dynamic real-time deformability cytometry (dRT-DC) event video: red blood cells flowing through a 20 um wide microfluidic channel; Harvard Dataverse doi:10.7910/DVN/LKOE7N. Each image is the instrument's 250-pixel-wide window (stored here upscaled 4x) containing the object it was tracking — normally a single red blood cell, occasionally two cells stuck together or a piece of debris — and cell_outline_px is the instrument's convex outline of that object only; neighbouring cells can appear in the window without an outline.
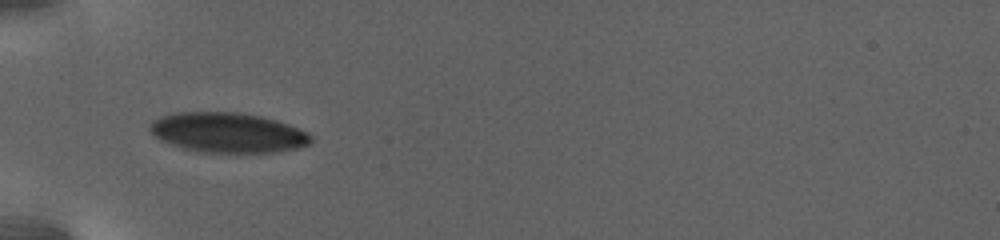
{"species": "human", "species_latin": "Homo sapiens", "temperature_condition": "warm", "stored_images_in_passage": 70, "camera_frame_rate_fps": 3000, "um_per_image_px": 0.085, "donor": {"sex": "female"}, "frame": {"image": 1, "passage_image": 1, "time_ms": 0.0, "image_size_px": [1000, 240], "cell_outline_px": [[312, 140], [308, 144], [296, 148], [280, 152], [204, 152], [184, 148], [160, 140], [148, 128], [152, 120], [160, 116], [180, 112], [240, 112], [260, 116], [276, 120], [288, 124], [308, 132], [312, 136]], "centroid_in_image_um": [19.37, 11.26], "position_along_channel_um": 65.6, "area_um2": 37.34}}
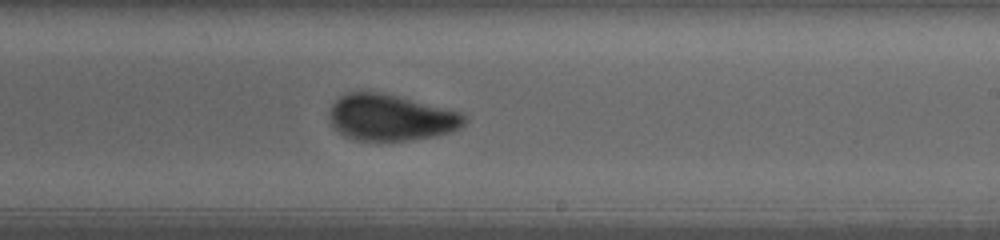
{"frame": {"image": 2, "passage_image": 28, "time_ms": 7.333, "image_size_px": [1000, 240], "cell_outline_px": [[468, 120], [460, 128], [452, 132], [436, 136], [412, 140], [356, 140], [344, 136], [336, 132], [332, 128], [328, 116], [328, 112], [332, 104], [340, 96], [348, 92], [376, 92], [396, 96], [460, 112]], "centroid_in_image_um": [33.17, 10.01], "position_along_channel_um": 255.8, "area_um2": 36.41}}
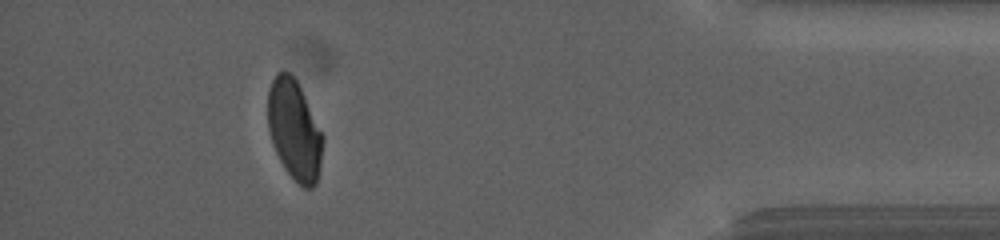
{"frame": {"image": 3, "passage_image": 59, "time_ms": 14.667, "image_size_px": [1000, 240], "cell_outline_px": [[324, 140], [320, 164], [316, 184], [312, 188], [304, 188], [284, 168], [276, 152], [268, 128], [268, 88], [276, 72], [288, 72], [296, 80], [324, 136]], "centroid_in_image_um": [25.02, 11.05], "position_along_channel_um": 410.2, "area_um2": 31.62}, "authors_computed_cell_mechanics": {"area_um2": 35.3736, "velocity_mm_per_s": 2.6762, "shape_relaxation_time_tau1_ms": 9.2579, "shape_relaxation_time_tau2_ms": null, "deformation_change_tau1": 0.1757, "deformation_change_tau2": null}}